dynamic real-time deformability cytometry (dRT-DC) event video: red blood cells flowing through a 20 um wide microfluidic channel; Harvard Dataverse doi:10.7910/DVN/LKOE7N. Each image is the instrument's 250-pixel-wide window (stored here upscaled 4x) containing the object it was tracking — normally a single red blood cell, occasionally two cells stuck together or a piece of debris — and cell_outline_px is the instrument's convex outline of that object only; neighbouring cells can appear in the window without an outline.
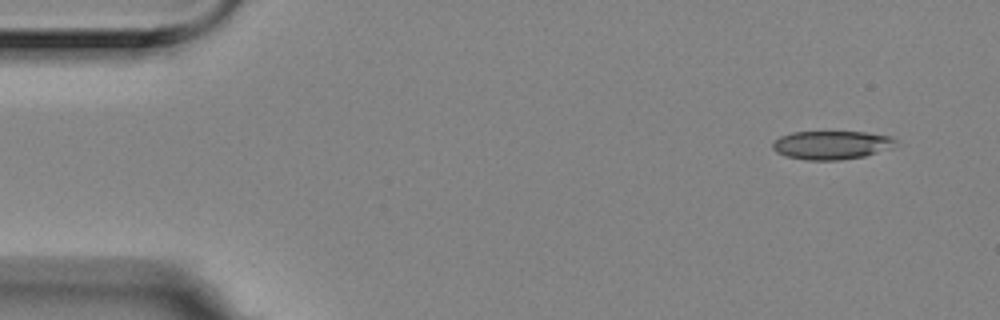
{"species": "Egyptian fruit bat (a non-hibernating species)", "species_latin": "Rousettus aegyptiacus", "temperature_condition": "room temperature", "stored_images_in_passage": 6, "camera_frame_rate_fps": 3000, "um_per_image_px": 0.085, "animal": {"sex": "female"}, "frame": {"image": 1, "passage_image": 1, "time_ms": 0.0, "image_size_px": [1000, 320], "cell_outline_px": [[896, 140], [892, 148], [864, 156], [840, 160], [804, 160], [784, 156], [776, 152], [772, 148], [772, 144], [780, 136], [792, 132], [864, 132], [892, 136]], "centroid_in_image_um": [70.66, 12.33], "position_along_channel_um": 14.3, "area_um2": 20.52}}
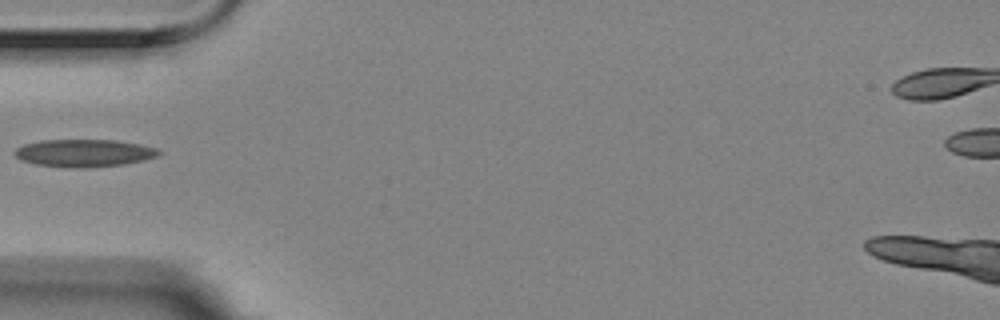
{"frame": {"image": 2, "passage_image": 5, "time_ms": 1.333, "image_size_px": [1000, 320], "cell_outline_px": [[164, 152], [156, 156], [144, 160], [124, 164], [84, 168], [76, 168], [36, 164], [20, 160], [12, 152], [16, 148], [24, 144], [40, 140], [116, 140], [140, 144], [156, 148]], "centroid_in_image_um": [7.14, 13.0], "position_along_channel_um": 77.9, "area_um2": 23.18}}
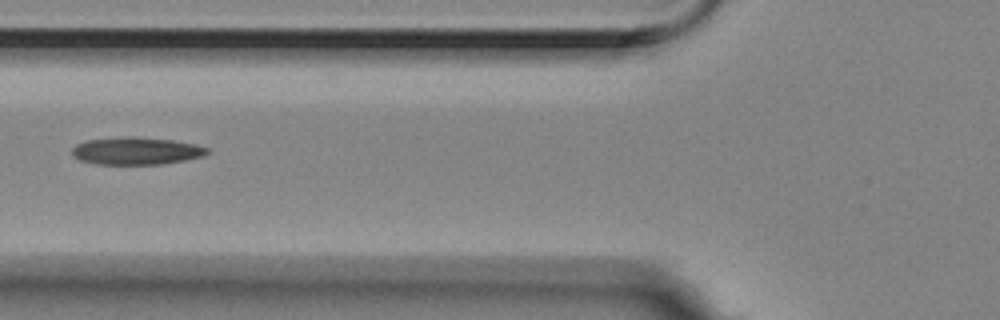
{"frame": {"image": 3, "passage_image": 6, "time_ms": 1.667, "image_size_px": [1000, 320], "cell_outline_px": [[212, 152], [204, 156], [164, 164], [96, 164], [80, 160], [72, 156], [72, 148], [76, 144], [84, 140], [124, 136], [136, 136], [172, 140], [196, 144], [208, 148]], "centroid_in_image_um": [11.58, 12.82], "position_along_channel_um": 114.2, "area_um2": 21.96}}